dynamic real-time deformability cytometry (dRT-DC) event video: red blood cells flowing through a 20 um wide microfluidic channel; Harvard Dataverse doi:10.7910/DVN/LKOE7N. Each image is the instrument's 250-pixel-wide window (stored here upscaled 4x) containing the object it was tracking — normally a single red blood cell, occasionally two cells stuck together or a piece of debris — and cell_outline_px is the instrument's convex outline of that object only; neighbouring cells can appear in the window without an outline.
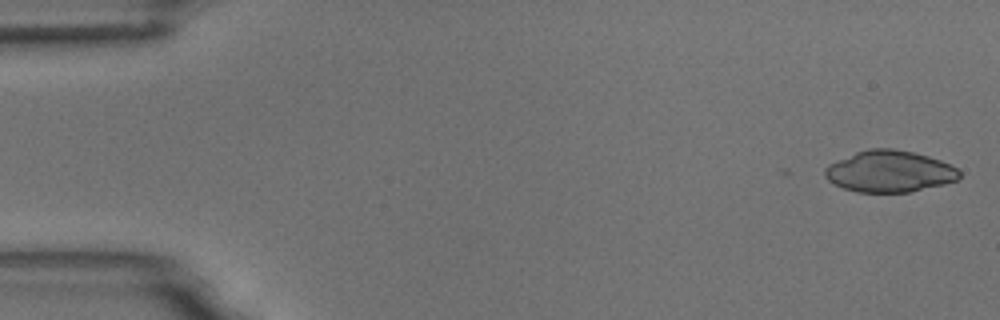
{"species": "common noctule bat (a hibernating species)", "species_latin": "Nyctalus noctula", "temperature_condition": "room temperature", "stored_images_in_passage": 5, "segment_of_instrument_passage": [1, 2], "camera_frame_rate_fps": 3000, "um_per_image_px": 0.085, "animal": {"sex": "male", "body_mass_g": 18.8}, "frame": {"image": 1, "passage_image": 1, "time_ms": 0.0, "image_size_px": [1000, 320], "cell_outline_px": [[960, 180], [944, 184], [908, 192], [856, 192], [844, 188], [828, 180], [824, 176], [824, 168], [828, 164], [856, 152], [868, 148], [892, 148], [912, 152], [928, 156], [940, 160], [956, 168], [960, 172]], "centroid_in_image_um": [75.6, 14.57], "position_along_channel_um": 9.4, "area_um2": 32.48}}